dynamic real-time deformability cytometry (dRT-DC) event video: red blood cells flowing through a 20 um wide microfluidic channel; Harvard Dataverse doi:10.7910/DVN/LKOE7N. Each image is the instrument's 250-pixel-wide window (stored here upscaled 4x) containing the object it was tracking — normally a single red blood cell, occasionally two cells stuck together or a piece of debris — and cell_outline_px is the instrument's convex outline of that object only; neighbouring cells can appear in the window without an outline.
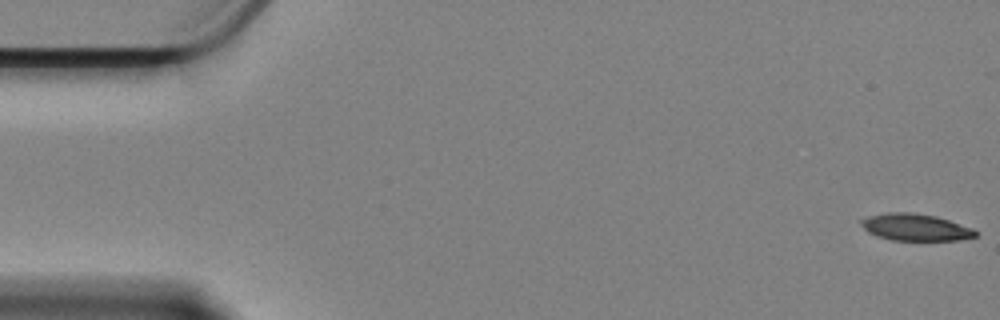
{"species": "Egyptian fruit bat (a non-hibernating species)", "species_latin": "Rousettus aegyptiacus", "temperature_condition": "cold", "stored_images_in_passage": 46, "camera_frame_rate_fps": 3000, "um_per_image_px": 0.085, "animal": {"sex": "female"}, "frame": {"image": 1, "passage_image": 1, "time_ms": 0.0, "image_size_px": [1000, 320], "cell_outline_px": [[976, 236], [960, 240], [892, 240], [876, 236], [868, 232], [860, 224], [860, 220], [868, 216], [888, 212], [912, 212], [936, 216], [972, 228], [976, 232]], "centroid_in_image_um": [77.77, 19.31], "position_along_channel_um": 7.2, "area_um2": 17.86}}
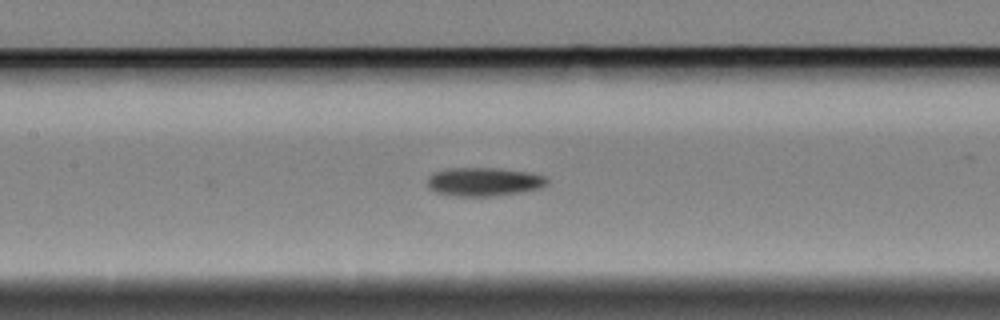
{"frame": {"image": 2, "passage_image": 26, "time_ms": 8.333, "image_size_px": [1000, 320], "cell_outline_px": [[548, 180], [544, 184], [536, 188], [516, 192], [488, 196], [456, 196], [436, 192], [428, 188], [428, 176], [436, 172], [448, 168], [496, 168], [524, 172], [544, 176]], "centroid_in_image_um": [41.03, 15.44], "position_along_channel_um": 166.4, "area_um2": 19.31}}
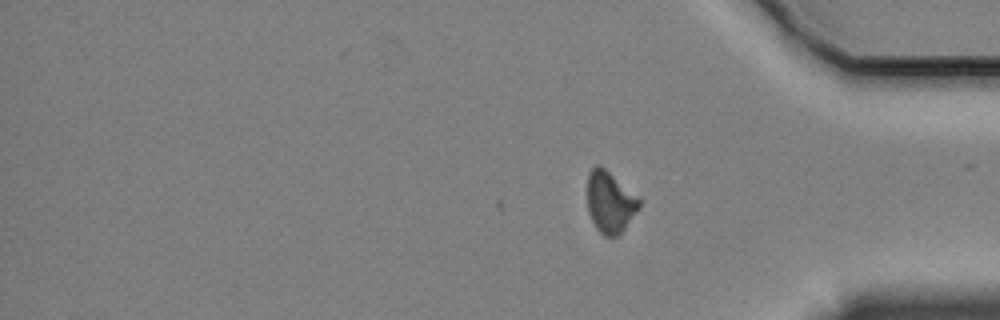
{"frame": {"image": 3, "passage_image": 46, "time_ms": 15.0, "image_size_px": [1000, 320], "cell_outline_px": [[640, 208], [624, 228], [616, 236], [604, 236], [596, 228], [588, 212], [588, 172], [596, 164], [600, 164], [640, 196]], "centroid_in_image_um": [51.87, 17.14], "position_along_channel_um": 383.3, "area_um2": 18.73}}